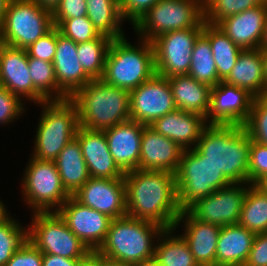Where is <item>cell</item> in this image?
<instances>
[{"mask_svg": "<svg viewBox=\"0 0 267 266\" xmlns=\"http://www.w3.org/2000/svg\"><path fill=\"white\" fill-rule=\"evenodd\" d=\"M127 215L173 229L182 210L175 174L165 170H132L124 174Z\"/></svg>", "mask_w": 267, "mask_h": 266, "instance_id": "1", "label": "cell"}, {"mask_svg": "<svg viewBox=\"0 0 267 266\" xmlns=\"http://www.w3.org/2000/svg\"><path fill=\"white\" fill-rule=\"evenodd\" d=\"M251 139L247 130L237 124H208L195 148L207 161L222 170L231 182L249 184L248 166Z\"/></svg>", "mask_w": 267, "mask_h": 266, "instance_id": "2", "label": "cell"}, {"mask_svg": "<svg viewBox=\"0 0 267 266\" xmlns=\"http://www.w3.org/2000/svg\"><path fill=\"white\" fill-rule=\"evenodd\" d=\"M77 108L79 126L104 131L130 119V91L105 83L89 81L69 98Z\"/></svg>", "mask_w": 267, "mask_h": 266, "instance_id": "3", "label": "cell"}, {"mask_svg": "<svg viewBox=\"0 0 267 266\" xmlns=\"http://www.w3.org/2000/svg\"><path fill=\"white\" fill-rule=\"evenodd\" d=\"M164 228L150 221L128 215L112 219L104 242L96 251L109 262L131 265L154 257L152 238Z\"/></svg>", "mask_w": 267, "mask_h": 266, "instance_id": "4", "label": "cell"}, {"mask_svg": "<svg viewBox=\"0 0 267 266\" xmlns=\"http://www.w3.org/2000/svg\"><path fill=\"white\" fill-rule=\"evenodd\" d=\"M141 42L136 48L125 37L111 41L101 78L105 83L131 91L156 73L152 43Z\"/></svg>", "mask_w": 267, "mask_h": 266, "instance_id": "5", "label": "cell"}, {"mask_svg": "<svg viewBox=\"0 0 267 266\" xmlns=\"http://www.w3.org/2000/svg\"><path fill=\"white\" fill-rule=\"evenodd\" d=\"M39 121L33 158L55 161L60 151L76 137L79 118L76 105L68 98L46 101Z\"/></svg>", "mask_w": 267, "mask_h": 266, "instance_id": "6", "label": "cell"}, {"mask_svg": "<svg viewBox=\"0 0 267 266\" xmlns=\"http://www.w3.org/2000/svg\"><path fill=\"white\" fill-rule=\"evenodd\" d=\"M178 203L182 211L197 200L232 184L215 165L194 147L183 150L175 173Z\"/></svg>", "mask_w": 267, "mask_h": 266, "instance_id": "7", "label": "cell"}, {"mask_svg": "<svg viewBox=\"0 0 267 266\" xmlns=\"http://www.w3.org/2000/svg\"><path fill=\"white\" fill-rule=\"evenodd\" d=\"M52 13L32 0H8L0 35L5 45L26 49L53 28Z\"/></svg>", "mask_w": 267, "mask_h": 266, "instance_id": "8", "label": "cell"}, {"mask_svg": "<svg viewBox=\"0 0 267 266\" xmlns=\"http://www.w3.org/2000/svg\"><path fill=\"white\" fill-rule=\"evenodd\" d=\"M203 21L204 8L198 0H159L133 27L151 42L170 31L196 28Z\"/></svg>", "mask_w": 267, "mask_h": 266, "instance_id": "9", "label": "cell"}, {"mask_svg": "<svg viewBox=\"0 0 267 266\" xmlns=\"http://www.w3.org/2000/svg\"><path fill=\"white\" fill-rule=\"evenodd\" d=\"M33 215L32 226L27 229V239L42 253L83 259L91 252L57 212L51 210Z\"/></svg>", "mask_w": 267, "mask_h": 266, "instance_id": "10", "label": "cell"}, {"mask_svg": "<svg viewBox=\"0 0 267 266\" xmlns=\"http://www.w3.org/2000/svg\"><path fill=\"white\" fill-rule=\"evenodd\" d=\"M23 178V195L34 213L51 212L54 207L59 209L70 197L62 185L55 161L32 157Z\"/></svg>", "mask_w": 267, "mask_h": 266, "instance_id": "11", "label": "cell"}, {"mask_svg": "<svg viewBox=\"0 0 267 266\" xmlns=\"http://www.w3.org/2000/svg\"><path fill=\"white\" fill-rule=\"evenodd\" d=\"M203 21L196 28L170 31L151 41L156 74L163 77L188 75L196 39L202 34Z\"/></svg>", "mask_w": 267, "mask_h": 266, "instance_id": "12", "label": "cell"}, {"mask_svg": "<svg viewBox=\"0 0 267 266\" xmlns=\"http://www.w3.org/2000/svg\"><path fill=\"white\" fill-rule=\"evenodd\" d=\"M130 119L145 126L177 109L167 77L154 74L130 91Z\"/></svg>", "mask_w": 267, "mask_h": 266, "instance_id": "13", "label": "cell"}, {"mask_svg": "<svg viewBox=\"0 0 267 266\" xmlns=\"http://www.w3.org/2000/svg\"><path fill=\"white\" fill-rule=\"evenodd\" d=\"M232 183L197 200L187 211L204 223L220 227L238 224L247 188ZM241 186V187H240Z\"/></svg>", "mask_w": 267, "mask_h": 266, "instance_id": "14", "label": "cell"}, {"mask_svg": "<svg viewBox=\"0 0 267 266\" xmlns=\"http://www.w3.org/2000/svg\"><path fill=\"white\" fill-rule=\"evenodd\" d=\"M69 229L87 246L97 251L104 242L112 220L108 215L98 212L78 202L73 196L59 208H55Z\"/></svg>", "mask_w": 267, "mask_h": 266, "instance_id": "15", "label": "cell"}, {"mask_svg": "<svg viewBox=\"0 0 267 266\" xmlns=\"http://www.w3.org/2000/svg\"><path fill=\"white\" fill-rule=\"evenodd\" d=\"M73 197L85 206L117 219L127 215L124 178H92Z\"/></svg>", "mask_w": 267, "mask_h": 266, "instance_id": "16", "label": "cell"}, {"mask_svg": "<svg viewBox=\"0 0 267 266\" xmlns=\"http://www.w3.org/2000/svg\"><path fill=\"white\" fill-rule=\"evenodd\" d=\"M255 97L246 89L220 81L211 87L210 107L206 118L209 124L244 125L249 118ZM210 120H207L209 118Z\"/></svg>", "mask_w": 267, "mask_h": 266, "instance_id": "17", "label": "cell"}, {"mask_svg": "<svg viewBox=\"0 0 267 266\" xmlns=\"http://www.w3.org/2000/svg\"><path fill=\"white\" fill-rule=\"evenodd\" d=\"M0 86L19 98L23 96L39 104L46 102L33 86L26 49L4 45L0 56Z\"/></svg>", "mask_w": 267, "mask_h": 266, "instance_id": "18", "label": "cell"}, {"mask_svg": "<svg viewBox=\"0 0 267 266\" xmlns=\"http://www.w3.org/2000/svg\"><path fill=\"white\" fill-rule=\"evenodd\" d=\"M76 138L79 141L89 176L92 178H123L124 172L115 163L109 151L104 131L80 127Z\"/></svg>", "mask_w": 267, "mask_h": 266, "instance_id": "19", "label": "cell"}, {"mask_svg": "<svg viewBox=\"0 0 267 266\" xmlns=\"http://www.w3.org/2000/svg\"><path fill=\"white\" fill-rule=\"evenodd\" d=\"M183 149L171 139L144 126L138 170H165L176 173Z\"/></svg>", "mask_w": 267, "mask_h": 266, "instance_id": "20", "label": "cell"}, {"mask_svg": "<svg viewBox=\"0 0 267 266\" xmlns=\"http://www.w3.org/2000/svg\"><path fill=\"white\" fill-rule=\"evenodd\" d=\"M145 125L132 119L104 130L109 151L125 173L139 168L141 137Z\"/></svg>", "mask_w": 267, "mask_h": 266, "instance_id": "21", "label": "cell"}, {"mask_svg": "<svg viewBox=\"0 0 267 266\" xmlns=\"http://www.w3.org/2000/svg\"><path fill=\"white\" fill-rule=\"evenodd\" d=\"M266 15L267 3H260L252 9L224 18L216 25L243 50L259 49Z\"/></svg>", "mask_w": 267, "mask_h": 266, "instance_id": "22", "label": "cell"}, {"mask_svg": "<svg viewBox=\"0 0 267 266\" xmlns=\"http://www.w3.org/2000/svg\"><path fill=\"white\" fill-rule=\"evenodd\" d=\"M77 46V43L65 37L57 28L56 53L52 63L57 85L69 98L92 80L80 64Z\"/></svg>", "mask_w": 267, "mask_h": 266, "instance_id": "23", "label": "cell"}, {"mask_svg": "<svg viewBox=\"0 0 267 266\" xmlns=\"http://www.w3.org/2000/svg\"><path fill=\"white\" fill-rule=\"evenodd\" d=\"M181 221H185L186 226L185 232L181 236L187 242L195 261L199 266H215L217 241L221 227L201 222L187 210L181 212L174 229Z\"/></svg>", "mask_w": 267, "mask_h": 266, "instance_id": "24", "label": "cell"}, {"mask_svg": "<svg viewBox=\"0 0 267 266\" xmlns=\"http://www.w3.org/2000/svg\"><path fill=\"white\" fill-rule=\"evenodd\" d=\"M205 122L206 118L200 114L176 109L156 119L149 126L177 143L183 150H187L190 145L197 144L203 129L207 126Z\"/></svg>", "mask_w": 267, "mask_h": 266, "instance_id": "25", "label": "cell"}, {"mask_svg": "<svg viewBox=\"0 0 267 266\" xmlns=\"http://www.w3.org/2000/svg\"><path fill=\"white\" fill-rule=\"evenodd\" d=\"M225 83L246 89L255 98L265 93V68L262 49H244L239 54Z\"/></svg>", "mask_w": 267, "mask_h": 266, "instance_id": "26", "label": "cell"}, {"mask_svg": "<svg viewBox=\"0 0 267 266\" xmlns=\"http://www.w3.org/2000/svg\"><path fill=\"white\" fill-rule=\"evenodd\" d=\"M255 233L240 224L223 226L217 241L215 266H244Z\"/></svg>", "mask_w": 267, "mask_h": 266, "instance_id": "27", "label": "cell"}, {"mask_svg": "<svg viewBox=\"0 0 267 266\" xmlns=\"http://www.w3.org/2000/svg\"><path fill=\"white\" fill-rule=\"evenodd\" d=\"M174 103L179 110L194 112L207 118L210 107L211 87L189 75L168 78Z\"/></svg>", "mask_w": 267, "mask_h": 266, "instance_id": "28", "label": "cell"}, {"mask_svg": "<svg viewBox=\"0 0 267 266\" xmlns=\"http://www.w3.org/2000/svg\"><path fill=\"white\" fill-rule=\"evenodd\" d=\"M55 164L66 192L73 194L90 178L78 139H72L58 154Z\"/></svg>", "mask_w": 267, "mask_h": 266, "instance_id": "29", "label": "cell"}, {"mask_svg": "<svg viewBox=\"0 0 267 266\" xmlns=\"http://www.w3.org/2000/svg\"><path fill=\"white\" fill-rule=\"evenodd\" d=\"M202 34L209 40L218 78L224 81L235 66L243 50L236 45L217 25L204 23Z\"/></svg>", "mask_w": 267, "mask_h": 266, "instance_id": "30", "label": "cell"}, {"mask_svg": "<svg viewBox=\"0 0 267 266\" xmlns=\"http://www.w3.org/2000/svg\"><path fill=\"white\" fill-rule=\"evenodd\" d=\"M87 17L99 34L112 40L125 37L120 29L123 17L119 0H86Z\"/></svg>", "mask_w": 267, "mask_h": 266, "instance_id": "31", "label": "cell"}, {"mask_svg": "<svg viewBox=\"0 0 267 266\" xmlns=\"http://www.w3.org/2000/svg\"><path fill=\"white\" fill-rule=\"evenodd\" d=\"M174 230V228L164 229L159 235V239H164L160 240V244L155 245V259L161 266H199L183 237L180 235L170 237L169 234Z\"/></svg>", "mask_w": 267, "mask_h": 266, "instance_id": "32", "label": "cell"}, {"mask_svg": "<svg viewBox=\"0 0 267 266\" xmlns=\"http://www.w3.org/2000/svg\"><path fill=\"white\" fill-rule=\"evenodd\" d=\"M238 224L255 234L267 232V196L254 185L247 187Z\"/></svg>", "mask_w": 267, "mask_h": 266, "instance_id": "33", "label": "cell"}, {"mask_svg": "<svg viewBox=\"0 0 267 266\" xmlns=\"http://www.w3.org/2000/svg\"><path fill=\"white\" fill-rule=\"evenodd\" d=\"M188 75L210 87H214L220 82L211 45L203 34L196 39Z\"/></svg>", "mask_w": 267, "mask_h": 266, "instance_id": "34", "label": "cell"}, {"mask_svg": "<svg viewBox=\"0 0 267 266\" xmlns=\"http://www.w3.org/2000/svg\"><path fill=\"white\" fill-rule=\"evenodd\" d=\"M112 39L100 34L96 39L78 43L77 55L84 72L92 79H101Z\"/></svg>", "mask_w": 267, "mask_h": 266, "instance_id": "35", "label": "cell"}, {"mask_svg": "<svg viewBox=\"0 0 267 266\" xmlns=\"http://www.w3.org/2000/svg\"><path fill=\"white\" fill-rule=\"evenodd\" d=\"M28 66L35 90L46 101H60L69 98L57 85L53 63L28 57ZM52 92L55 94L52 95Z\"/></svg>", "mask_w": 267, "mask_h": 266, "instance_id": "36", "label": "cell"}, {"mask_svg": "<svg viewBox=\"0 0 267 266\" xmlns=\"http://www.w3.org/2000/svg\"><path fill=\"white\" fill-rule=\"evenodd\" d=\"M27 230L8 214L0 220V266L12 258L13 254L26 242Z\"/></svg>", "mask_w": 267, "mask_h": 266, "instance_id": "37", "label": "cell"}, {"mask_svg": "<svg viewBox=\"0 0 267 266\" xmlns=\"http://www.w3.org/2000/svg\"><path fill=\"white\" fill-rule=\"evenodd\" d=\"M258 0H206L203 5L204 21L216 25L224 18L258 6Z\"/></svg>", "mask_w": 267, "mask_h": 266, "instance_id": "38", "label": "cell"}, {"mask_svg": "<svg viewBox=\"0 0 267 266\" xmlns=\"http://www.w3.org/2000/svg\"><path fill=\"white\" fill-rule=\"evenodd\" d=\"M243 126L251 140L267 145V101L263 97L253 99L249 118Z\"/></svg>", "mask_w": 267, "mask_h": 266, "instance_id": "39", "label": "cell"}, {"mask_svg": "<svg viewBox=\"0 0 267 266\" xmlns=\"http://www.w3.org/2000/svg\"><path fill=\"white\" fill-rule=\"evenodd\" d=\"M57 28L77 44L91 41L100 35L87 16L64 20Z\"/></svg>", "mask_w": 267, "mask_h": 266, "instance_id": "40", "label": "cell"}, {"mask_svg": "<svg viewBox=\"0 0 267 266\" xmlns=\"http://www.w3.org/2000/svg\"><path fill=\"white\" fill-rule=\"evenodd\" d=\"M248 176L249 185L267 176V145L251 140Z\"/></svg>", "mask_w": 267, "mask_h": 266, "instance_id": "41", "label": "cell"}, {"mask_svg": "<svg viewBox=\"0 0 267 266\" xmlns=\"http://www.w3.org/2000/svg\"><path fill=\"white\" fill-rule=\"evenodd\" d=\"M57 45V27H53L43 37L37 39L26 48L28 57L41 59L43 61H53Z\"/></svg>", "mask_w": 267, "mask_h": 266, "instance_id": "42", "label": "cell"}, {"mask_svg": "<svg viewBox=\"0 0 267 266\" xmlns=\"http://www.w3.org/2000/svg\"><path fill=\"white\" fill-rule=\"evenodd\" d=\"M87 16L86 0H61L52 13L54 27H58L64 20Z\"/></svg>", "mask_w": 267, "mask_h": 266, "instance_id": "43", "label": "cell"}, {"mask_svg": "<svg viewBox=\"0 0 267 266\" xmlns=\"http://www.w3.org/2000/svg\"><path fill=\"white\" fill-rule=\"evenodd\" d=\"M18 96L0 86V124L12 122L24 111L23 103Z\"/></svg>", "mask_w": 267, "mask_h": 266, "instance_id": "44", "label": "cell"}, {"mask_svg": "<svg viewBox=\"0 0 267 266\" xmlns=\"http://www.w3.org/2000/svg\"><path fill=\"white\" fill-rule=\"evenodd\" d=\"M43 253L28 239L5 266H42Z\"/></svg>", "mask_w": 267, "mask_h": 266, "instance_id": "45", "label": "cell"}, {"mask_svg": "<svg viewBox=\"0 0 267 266\" xmlns=\"http://www.w3.org/2000/svg\"><path fill=\"white\" fill-rule=\"evenodd\" d=\"M158 1L159 0H119L120 12L123 20L128 18L132 21L134 26Z\"/></svg>", "mask_w": 267, "mask_h": 266, "instance_id": "46", "label": "cell"}, {"mask_svg": "<svg viewBox=\"0 0 267 266\" xmlns=\"http://www.w3.org/2000/svg\"><path fill=\"white\" fill-rule=\"evenodd\" d=\"M244 266H267V232L255 235Z\"/></svg>", "mask_w": 267, "mask_h": 266, "instance_id": "47", "label": "cell"}, {"mask_svg": "<svg viewBox=\"0 0 267 266\" xmlns=\"http://www.w3.org/2000/svg\"><path fill=\"white\" fill-rule=\"evenodd\" d=\"M81 259H68L60 255L43 253L42 266H76Z\"/></svg>", "mask_w": 267, "mask_h": 266, "instance_id": "48", "label": "cell"}, {"mask_svg": "<svg viewBox=\"0 0 267 266\" xmlns=\"http://www.w3.org/2000/svg\"><path fill=\"white\" fill-rule=\"evenodd\" d=\"M76 266H105V257L96 251H91L85 258L79 260Z\"/></svg>", "mask_w": 267, "mask_h": 266, "instance_id": "49", "label": "cell"}, {"mask_svg": "<svg viewBox=\"0 0 267 266\" xmlns=\"http://www.w3.org/2000/svg\"><path fill=\"white\" fill-rule=\"evenodd\" d=\"M43 9L53 13L58 7L61 0H32Z\"/></svg>", "mask_w": 267, "mask_h": 266, "instance_id": "50", "label": "cell"}, {"mask_svg": "<svg viewBox=\"0 0 267 266\" xmlns=\"http://www.w3.org/2000/svg\"><path fill=\"white\" fill-rule=\"evenodd\" d=\"M254 186L261 191L265 196H267V176L258 180Z\"/></svg>", "mask_w": 267, "mask_h": 266, "instance_id": "51", "label": "cell"}, {"mask_svg": "<svg viewBox=\"0 0 267 266\" xmlns=\"http://www.w3.org/2000/svg\"><path fill=\"white\" fill-rule=\"evenodd\" d=\"M129 266H161L155 257L131 264Z\"/></svg>", "mask_w": 267, "mask_h": 266, "instance_id": "52", "label": "cell"}, {"mask_svg": "<svg viewBox=\"0 0 267 266\" xmlns=\"http://www.w3.org/2000/svg\"><path fill=\"white\" fill-rule=\"evenodd\" d=\"M263 48H267V15H266L263 35L261 39V49Z\"/></svg>", "mask_w": 267, "mask_h": 266, "instance_id": "53", "label": "cell"}, {"mask_svg": "<svg viewBox=\"0 0 267 266\" xmlns=\"http://www.w3.org/2000/svg\"><path fill=\"white\" fill-rule=\"evenodd\" d=\"M8 0H0V26L2 25L4 19V13L6 10Z\"/></svg>", "mask_w": 267, "mask_h": 266, "instance_id": "54", "label": "cell"}, {"mask_svg": "<svg viewBox=\"0 0 267 266\" xmlns=\"http://www.w3.org/2000/svg\"><path fill=\"white\" fill-rule=\"evenodd\" d=\"M265 68V92L267 91V48L262 49Z\"/></svg>", "mask_w": 267, "mask_h": 266, "instance_id": "55", "label": "cell"}, {"mask_svg": "<svg viewBox=\"0 0 267 266\" xmlns=\"http://www.w3.org/2000/svg\"><path fill=\"white\" fill-rule=\"evenodd\" d=\"M7 214L9 213H7L3 202L0 201V220L3 219Z\"/></svg>", "mask_w": 267, "mask_h": 266, "instance_id": "56", "label": "cell"}, {"mask_svg": "<svg viewBox=\"0 0 267 266\" xmlns=\"http://www.w3.org/2000/svg\"><path fill=\"white\" fill-rule=\"evenodd\" d=\"M105 266H129V265L117 264V263L109 262V261L105 258Z\"/></svg>", "mask_w": 267, "mask_h": 266, "instance_id": "57", "label": "cell"}, {"mask_svg": "<svg viewBox=\"0 0 267 266\" xmlns=\"http://www.w3.org/2000/svg\"><path fill=\"white\" fill-rule=\"evenodd\" d=\"M5 45V42L3 41V39L1 38V35H0V56H1V51H2V48L4 47Z\"/></svg>", "mask_w": 267, "mask_h": 266, "instance_id": "58", "label": "cell"}, {"mask_svg": "<svg viewBox=\"0 0 267 266\" xmlns=\"http://www.w3.org/2000/svg\"><path fill=\"white\" fill-rule=\"evenodd\" d=\"M263 98L267 101V91L264 93Z\"/></svg>", "mask_w": 267, "mask_h": 266, "instance_id": "59", "label": "cell"}, {"mask_svg": "<svg viewBox=\"0 0 267 266\" xmlns=\"http://www.w3.org/2000/svg\"><path fill=\"white\" fill-rule=\"evenodd\" d=\"M260 3H267V0H258Z\"/></svg>", "mask_w": 267, "mask_h": 266, "instance_id": "60", "label": "cell"}, {"mask_svg": "<svg viewBox=\"0 0 267 266\" xmlns=\"http://www.w3.org/2000/svg\"><path fill=\"white\" fill-rule=\"evenodd\" d=\"M198 1L204 5L206 0H198Z\"/></svg>", "mask_w": 267, "mask_h": 266, "instance_id": "61", "label": "cell"}]
</instances>
